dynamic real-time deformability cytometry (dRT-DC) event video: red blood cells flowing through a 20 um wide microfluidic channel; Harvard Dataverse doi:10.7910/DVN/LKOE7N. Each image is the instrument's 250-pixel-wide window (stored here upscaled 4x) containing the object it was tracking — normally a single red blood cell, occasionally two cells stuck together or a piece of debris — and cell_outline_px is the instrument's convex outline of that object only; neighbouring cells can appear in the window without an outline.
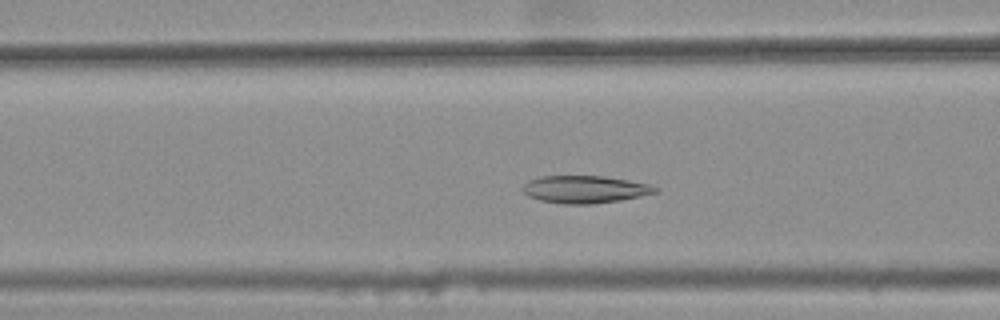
{"species": "common noctule bat (a hibernating species)", "species_latin": "Nyctalus noctula", "temperature_condition": "warm", "stored_images_in_passage": 42, "camera_frame_rate_fps": 3000, "um_per_image_px": 0.085, "animal": {"sex": "female", "body_mass_g": 25.1}, "frame": {"image": 1, "passage_image": 19, "time_ms": 6.0, "image_size_px": [1000, 320], "cell_outline_px": [[660, 188], [656, 192], [640, 196], [620, 200], [592, 204], [564, 204], [540, 200], [528, 196], [524, 192], [524, 184], [528, 180], [540, 176], [604, 176], [628, 180], [648, 184]], "centroid_in_image_um": [49.71, 16.09], "position_along_channel_um": 116.9, "area_um2": 21.1}}
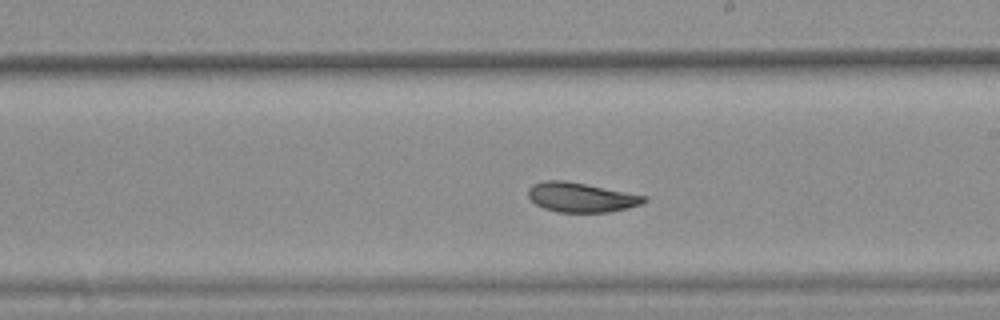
{"frame": {"image": 2, "passage_image": 29, "time_ms": 9.333, "image_size_px": [1000, 320], "cell_outline_px": [[648, 200], [640, 204], [628, 208], [612, 212], [556, 212], [544, 208], [536, 204], [528, 196], [528, 188], [532, 184], [544, 180], [564, 180], [648, 196]], "centroid_in_image_um": [49.39, 16.77], "position_along_channel_um": 239.6, "area_um2": 20.0}}
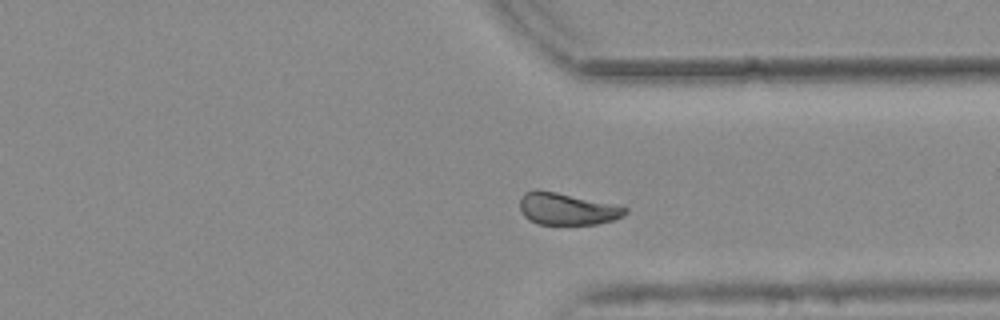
{"frame": {"image": 3, "passage_image": 39, "time_ms": 12.667, "image_size_px": [1000, 320], "cell_outline_px": [[628, 212], [624, 216], [612, 220], [596, 224], [536, 224], [528, 220], [524, 216], [520, 208], [520, 196], [524, 192], [536, 188], [540, 188], [628, 208]], "centroid_in_image_um": [48.13, 17.74], "position_along_channel_um": 363.3, "area_um2": 19.71}, "authors_computed_cell_mechanics": {"area_um2": 20.808, "velocity_mm_per_s": 3.6916, "shape_relaxation_time_tau1_ms": 6.2802, "shape_relaxation_time_tau2_ms": 1.6365, "deformation_change_tau1": 0.145, "deformation_change_tau2": 0.0482}}